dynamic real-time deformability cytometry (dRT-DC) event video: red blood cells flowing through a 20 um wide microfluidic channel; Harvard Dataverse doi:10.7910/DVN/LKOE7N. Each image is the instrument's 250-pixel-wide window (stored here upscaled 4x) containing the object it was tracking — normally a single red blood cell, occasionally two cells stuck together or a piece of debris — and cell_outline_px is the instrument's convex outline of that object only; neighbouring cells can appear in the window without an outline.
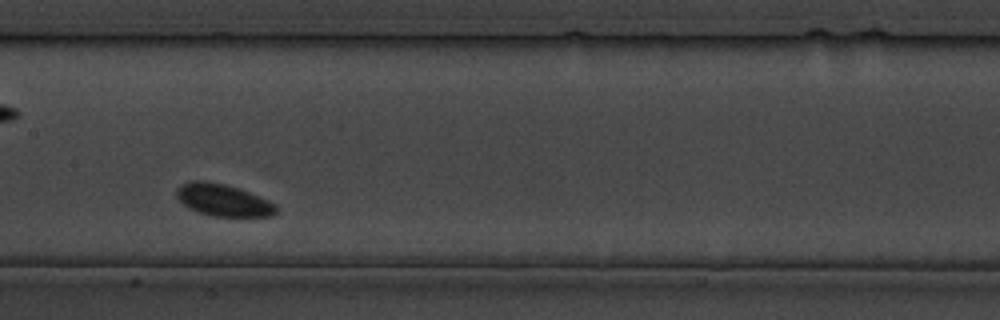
{"species": "common noctule bat (a hibernating species)", "species_latin": "Nyctalus noctula", "temperature_condition": "cold", "stored_images_in_passage": 26, "camera_frame_rate_fps": 3000, "um_per_image_px": 0.085, "animal": {"sex": "male", "body_mass_g": 19.5, "forearm_length_mm": 54.6}, "frame": {"image": 1, "passage_image": 12, "time_ms": 13.667, "image_size_px": [1000, 320], "cell_outline_px": [[280, 208], [272, 216], [212, 216], [196, 212], [188, 208], [176, 196], [176, 188], [188, 180], [204, 180], [224, 184], [240, 188], [268, 200], [276, 204]], "centroid_in_image_um": [18.96, 17.0], "position_along_channel_um": 188.4, "area_um2": 18.84}}